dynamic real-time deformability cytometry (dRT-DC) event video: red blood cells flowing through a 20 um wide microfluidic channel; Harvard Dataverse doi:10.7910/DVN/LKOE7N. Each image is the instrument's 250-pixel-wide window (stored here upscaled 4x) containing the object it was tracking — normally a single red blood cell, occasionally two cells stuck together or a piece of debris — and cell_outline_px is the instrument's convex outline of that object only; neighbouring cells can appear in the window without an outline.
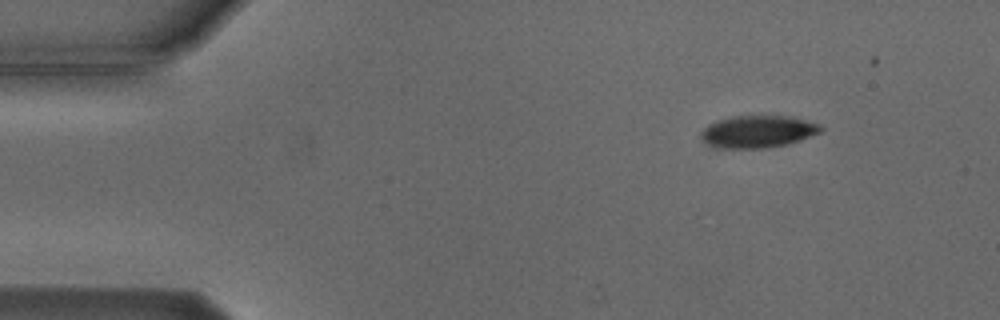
{"species": "Egyptian fruit bat (a non-hibernating species)", "species_latin": "Rousettus aegyptiacus", "temperature_condition": "cold", "stored_images_in_passage": 5, "camera_frame_rate_fps": 3000, "um_per_image_px": 0.085, "animal": {"sex": "male"}, "frame": {"image": 1, "passage_image": 1, "time_ms": 0.0, "image_size_px": [1000, 320], "cell_outline_px": [[824, 128], [820, 132], [800, 140], [788, 144], [768, 148], [712, 148], [704, 144], [700, 140], [700, 132], [708, 124], [716, 120], [732, 116], [792, 116], [820, 124]], "centroid_in_image_um": [64.36, 11.19], "position_along_channel_um": 20.6, "area_um2": 22.95}}
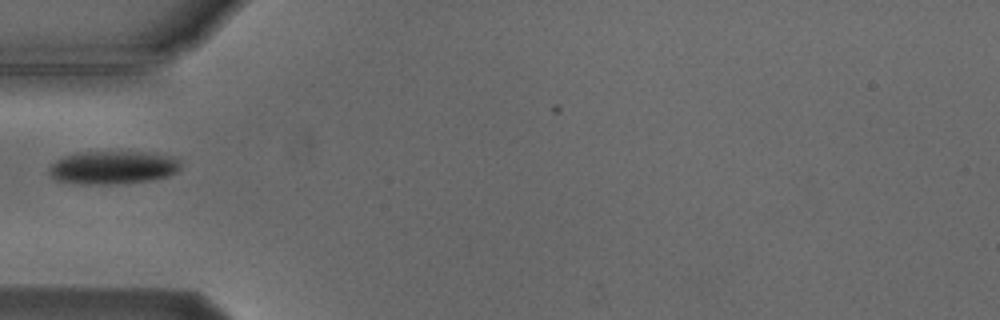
{"frame": {"image": 2, "passage_image": 4, "time_ms": 3.667, "image_size_px": [1000, 320], "cell_outline_px": [[180, 168], [176, 172], [168, 176], [148, 180], [112, 184], [80, 184], [56, 180], [48, 172], [48, 168], [56, 160], [64, 156], [76, 152], [156, 152], [180, 156]], "centroid_in_image_um": [9.64, 14.21], "position_along_channel_um": 75.4, "area_um2": 25.78}}